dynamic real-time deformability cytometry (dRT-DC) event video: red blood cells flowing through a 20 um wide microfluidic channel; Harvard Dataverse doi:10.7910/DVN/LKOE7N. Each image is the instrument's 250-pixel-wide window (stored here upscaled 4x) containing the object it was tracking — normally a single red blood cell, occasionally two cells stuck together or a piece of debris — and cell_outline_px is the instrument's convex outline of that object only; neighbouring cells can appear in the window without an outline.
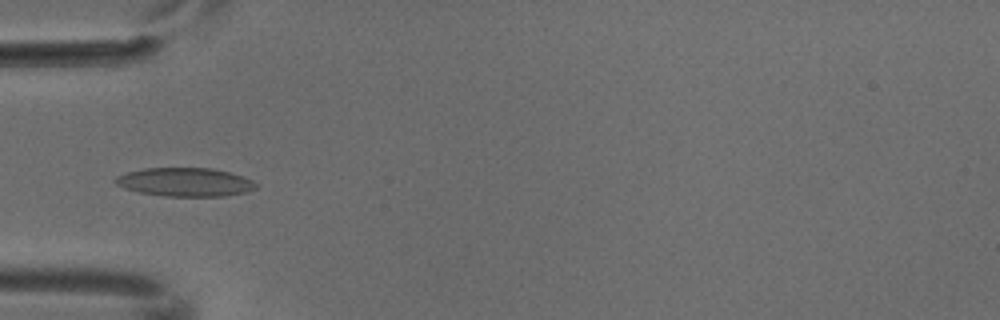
{"species": "common noctule bat (a hibernating species)", "species_latin": "Nyctalus noctula", "temperature_condition": "cold", "stored_images_in_passage": 6, "camera_frame_rate_fps": 3000, "um_per_image_px": 0.085, "animal": {"sex": "male", "body_mass_g": 18.8}, "frame": {"image": 1, "passage_image": 5, "time_ms": 1.333, "image_size_px": [1000, 320], "cell_outline_px": [[260, 184], [256, 188], [248, 192], [228, 196], [164, 196], [140, 192], [124, 188], [116, 184], [112, 180], [116, 176], [128, 172], [144, 168], [212, 168], [244, 176]], "centroid_in_image_um": [15.77, 15.48], "position_along_channel_um": 69.2, "area_um2": 23.64}}
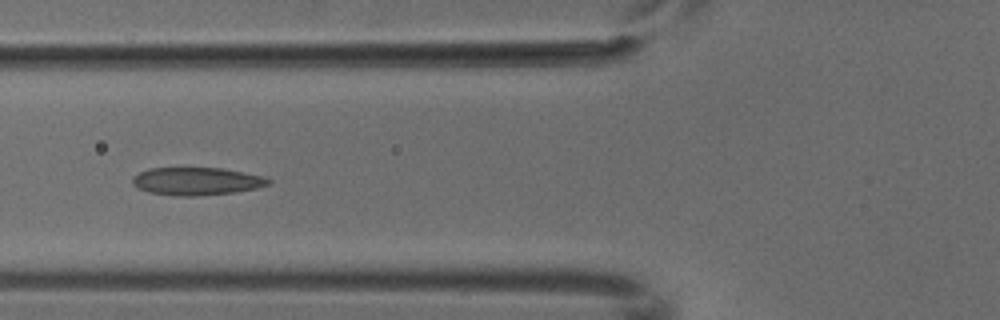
{"frame": {"image": 2, "passage_image": 6, "time_ms": 1.667, "image_size_px": [1000, 320], "cell_outline_px": [[272, 184], [256, 188], [236, 192], [196, 196], [176, 196], [148, 192], [136, 188], [132, 184], [132, 180], [140, 172], [148, 168], [224, 168], [264, 176], [272, 180]], "centroid_in_image_um": [16.75, 15.41], "position_along_channel_um": 109.1, "area_um2": 22.2}}